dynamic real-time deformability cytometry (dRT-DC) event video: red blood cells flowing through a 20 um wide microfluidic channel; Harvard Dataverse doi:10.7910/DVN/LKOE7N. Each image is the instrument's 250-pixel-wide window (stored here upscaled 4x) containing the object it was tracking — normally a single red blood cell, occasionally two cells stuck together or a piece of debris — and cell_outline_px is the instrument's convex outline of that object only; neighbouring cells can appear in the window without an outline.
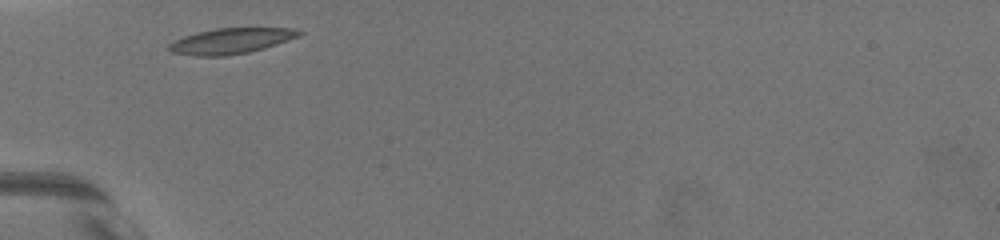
{"species": "common noctule bat (a hibernating species)", "species_latin": "Nyctalus noctula", "temperature_condition": "warm", "stored_images_in_passage": 26, "camera_frame_rate_fps": 3000, "um_per_image_px": 0.085, "animal": {"sex": "female", "body_mass_g": 19.5, "forearm_length_mm": 54.1}, "frame": {"image": 1, "passage_image": 1, "time_ms": 0.0, "image_size_px": [1000, 240], "cell_outline_px": [[304, 32], [300, 36], [264, 48], [248, 52], [224, 56], [192, 56], [172, 52], [168, 48], [168, 44], [184, 36], [196, 32], [216, 28], [296, 28]], "centroid_in_image_um": [19.64, 3.47], "position_along_channel_um": 65.4, "area_um2": 19.42}}
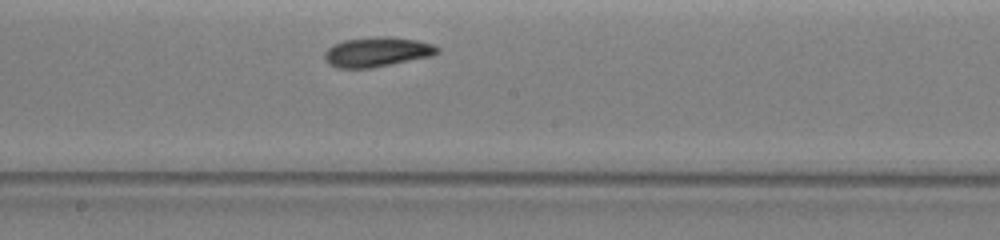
{"frame": {"image": 2, "passage_image": 15, "time_ms": 4.333, "image_size_px": [1000, 240], "cell_outline_px": [[440, 52], [432, 56], [368, 68], [340, 68], [328, 64], [324, 60], [324, 52], [332, 44], [344, 40], [384, 36], [388, 36], [416, 40], [432, 44], [440, 48]], "centroid_in_image_um": [32.03, 4.41], "position_along_channel_um": 216.2, "area_um2": 19.42}}
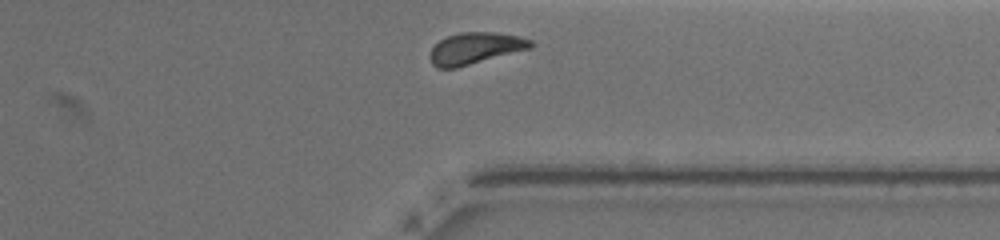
{"frame": {"image": 3, "passage_image": 25, "time_ms": 8.667, "image_size_px": [1000, 240], "cell_outline_px": [[532, 48], [456, 68], [436, 68], [432, 64], [428, 56], [432, 48], [440, 40], [448, 36], [460, 32], [492, 32], [520, 36], [532, 40]], "centroid_in_image_um": [40.38, 4.11], "position_along_channel_um": 371.0, "area_um2": 18.55}, "authors_computed_cell_mechanics": {"area_um2": 18.8428, "velocity_mm_per_s": 3.5793, "shape_relaxation_time_tau1_ms": 2.9314, "shape_relaxation_time_tau2_ms": 4.8561, "deformation_change_tau1": 0.1058, "deformation_change_tau2": 0.1098}}